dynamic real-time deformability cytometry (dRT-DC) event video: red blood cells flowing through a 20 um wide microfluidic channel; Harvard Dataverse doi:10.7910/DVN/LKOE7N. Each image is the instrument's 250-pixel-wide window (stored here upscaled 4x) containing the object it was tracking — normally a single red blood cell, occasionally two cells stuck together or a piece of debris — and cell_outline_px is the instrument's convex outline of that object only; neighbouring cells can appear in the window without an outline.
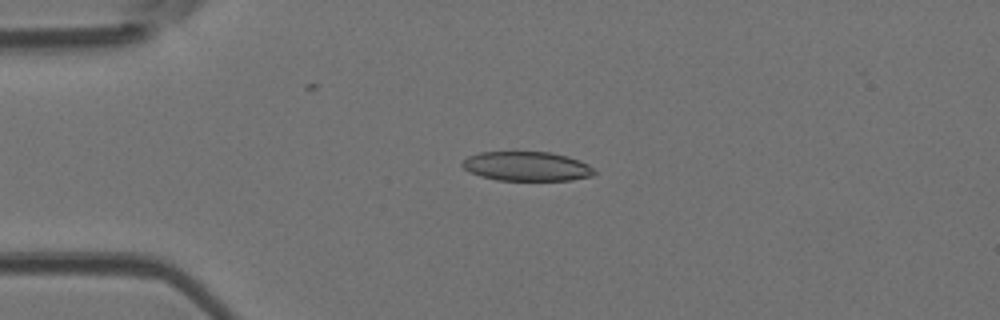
{"species": "Egyptian fruit bat (a non-hibernating species)", "species_latin": "Rousettus aegyptiacus", "temperature_condition": "room temperature", "stored_images_in_passage": 5, "camera_frame_rate_fps": 3000, "um_per_image_px": 0.085, "animal": {"sex": "female"}, "frame": {"image": 1, "passage_image": 4, "time_ms": 1.0, "image_size_px": [1000, 320], "cell_outline_px": [[596, 172], [592, 176], [572, 180], [496, 180], [480, 176], [468, 172], [460, 164], [468, 156], [480, 152], [548, 152], [568, 156], [580, 160], [588, 164]], "centroid_in_image_um": [44.76, 14.14], "position_along_channel_um": 40.2, "area_um2": 22.66}}